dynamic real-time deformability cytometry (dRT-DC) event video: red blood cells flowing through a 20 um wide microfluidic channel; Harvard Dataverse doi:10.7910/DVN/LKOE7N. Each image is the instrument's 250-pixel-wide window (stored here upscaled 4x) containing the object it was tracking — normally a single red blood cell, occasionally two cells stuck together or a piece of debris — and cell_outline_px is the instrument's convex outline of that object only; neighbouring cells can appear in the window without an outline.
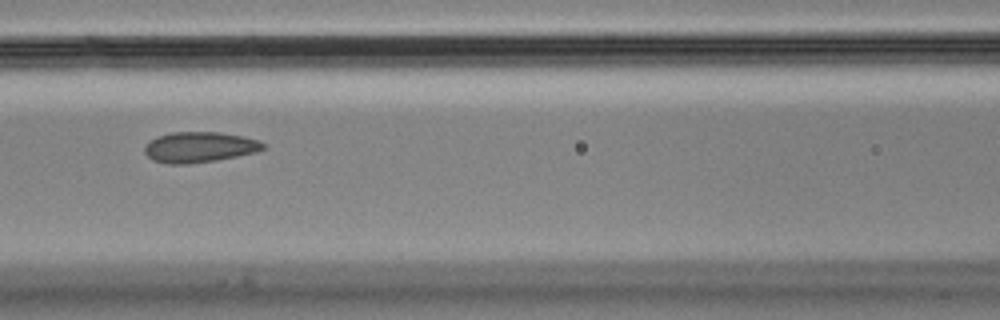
{"species": "Egyptian fruit bat (a non-hibernating species)", "species_latin": "Rousettus aegyptiacus", "temperature_condition": "cold", "stored_images_in_passage": 10, "camera_frame_rate_fps": 3000, "um_per_image_px": 0.085, "animal": {"sex": "male"}, "frame": {"image": 1, "passage_image": 6, "time_ms": 1.667, "image_size_px": [1000, 320], "cell_outline_px": [[264, 148], [256, 152], [216, 160], [188, 164], [168, 164], [152, 160], [144, 152], [144, 144], [156, 136], [172, 132], [220, 132], [244, 136], [260, 140], [264, 144]], "centroid_in_image_um": [16.92, 12.5], "position_along_channel_um": 149.7, "area_um2": 21.27}}
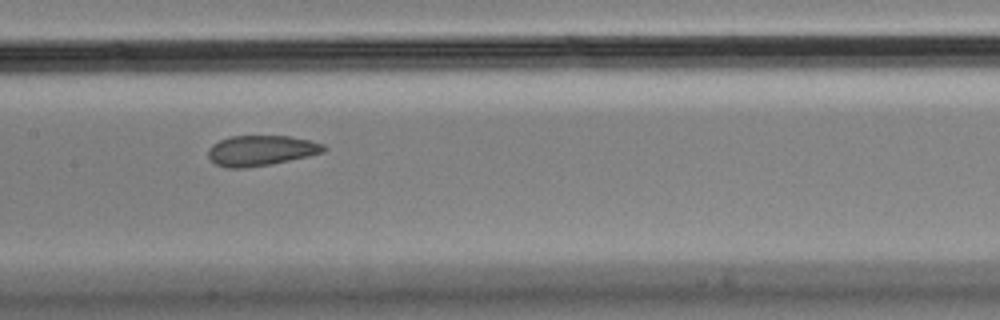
{"frame": {"image": 2, "passage_image": 7, "time_ms": 2.0, "image_size_px": [1000, 320], "cell_outline_px": [[328, 148], [324, 152], [308, 156], [272, 164], [248, 168], [224, 168], [216, 164], [208, 156], [208, 148], [212, 144], [220, 140], [232, 136], [288, 136], [308, 140], [324, 144]], "centroid_in_image_um": [22.18, 12.8], "position_along_channel_um": 185.2, "area_um2": 20.52}}
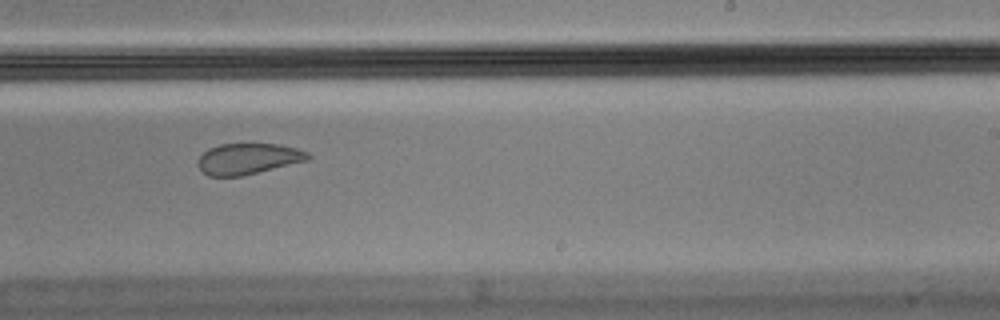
{"frame": {"image": 3, "passage_image": 9, "time_ms": 2.667, "image_size_px": [1000, 320], "cell_outline_px": [[312, 156], [308, 160], [240, 176], [208, 176], [196, 164], [200, 156], [208, 148], [220, 144], [280, 144], [296, 148], [308, 152]], "centroid_in_image_um": [21.08, 13.48], "position_along_channel_um": 267.9, "area_um2": 19.71}}